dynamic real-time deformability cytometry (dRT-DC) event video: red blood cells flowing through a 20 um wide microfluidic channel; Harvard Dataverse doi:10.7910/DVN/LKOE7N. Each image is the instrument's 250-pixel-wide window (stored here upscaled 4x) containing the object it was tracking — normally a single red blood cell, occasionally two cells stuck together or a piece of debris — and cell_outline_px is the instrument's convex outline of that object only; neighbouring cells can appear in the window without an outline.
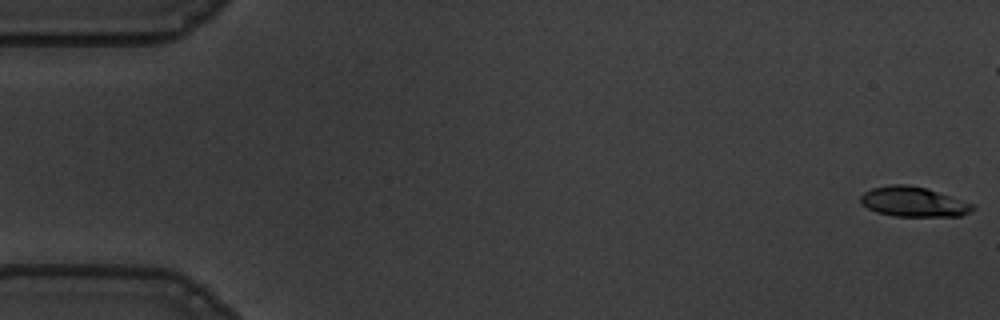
{"species": "common noctule bat (a hibernating species)", "species_latin": "Nyctalus noctula", "temperature_condition": "warm", "stored_images_in_passage": 49, "camera_frame_rate_fps": 3000, "um_per_image_px": 0.085, "animal": {"sex": "male", "body_mass_g": 19.5, "forearm_length_mm": 54.6}, "frame": {"image": 1, "passage_image": 1, "time_ms": 0.0, "image_size_px": [1000, 320], "cell_outline_px": [[976, 208], [972, 212], [960, 216], [892, 216], [876, 212], [868, 208], [860, 200], [860, 196], [864, 192], [872, 188], [892, 184], [908, 184], [924, 188], [976, 204]], "centroid_in_image_um": [77.68, 17.16], "position_along_channel_um": 7.3, "area_um2": 19.54}}
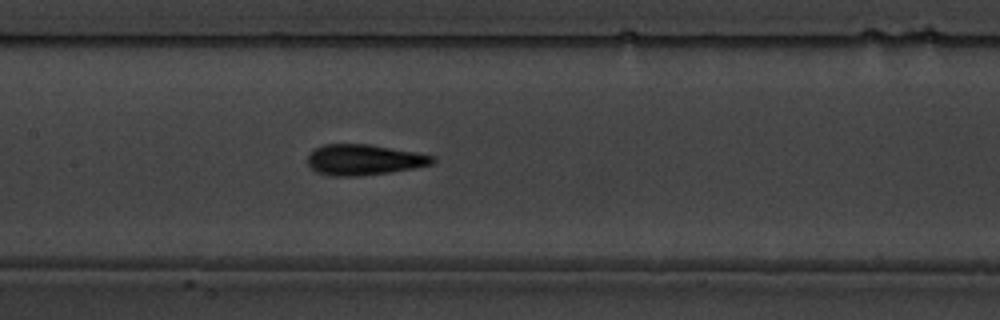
{"frame": {"image": 2, "passage_image": 27, "time_ms": 8.667, "image_size_px": [1000, 320], "cell_outline_px": [[436, 160], [432, 164], [412, 168], [388, 172], [360, 176], [332, 176], [316, 172], [308, 164], [308, 156], [316, 148], [324, 144], [368, 144], [416, 152], [436, 156]], "centroid_in_image_um": [30.95, 13.58], "position_along_channel_um": 176.5, "area_um2": 22.2}}
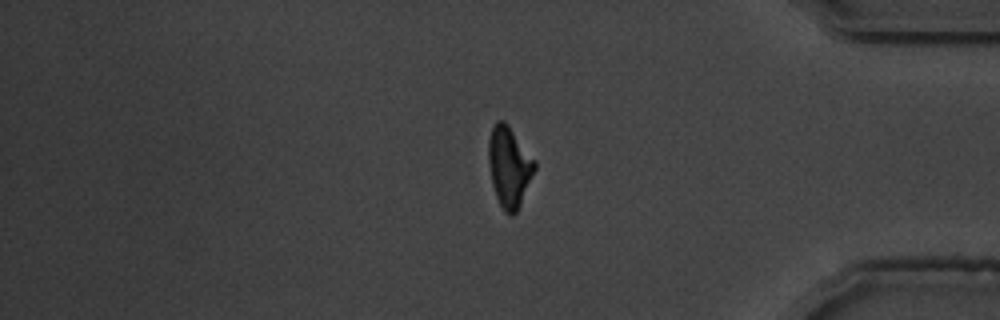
{"frame": {"image": 3, "passage_image": 47, "time_ms": 15.333, "image_size_px": [1000, 320], "cell_outline_px": [[536, 168], [520, 204], [516, 212], [512, 216], [508, 216], [504, 212], [496, 196], [492, 184], [488, 160], [488, 140], [492, 124], [496, 120], [504, 120], [508, 124], [536, 160]], "centroid_in_image_um": [43.27, 14.13], "position_along_channel_um": 391.9, "area_um2": 21.85}, "authors_computed_cell_mechanics": {"area_um2": 21.5594, "velocity_mm_per_s": 3.5996, "shape_relaxation_time_tau1_ms": 3.1429, "shape_relaxation_time_tau2_ms": 1.6086, "deformation_change_tau1": 0.158, "deformation_change_tau2": 0.0855}}